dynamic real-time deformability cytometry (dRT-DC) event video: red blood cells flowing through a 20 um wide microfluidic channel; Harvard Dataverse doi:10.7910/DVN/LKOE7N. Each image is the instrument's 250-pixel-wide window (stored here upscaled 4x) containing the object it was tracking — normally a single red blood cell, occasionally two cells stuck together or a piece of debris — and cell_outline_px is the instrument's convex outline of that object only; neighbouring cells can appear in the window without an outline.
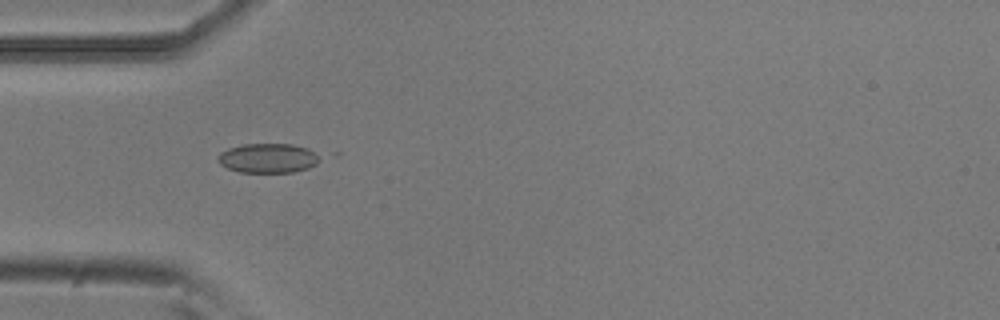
{"species": "common noctule bat (a hibernating species)", "species_latin": "Nyctalus noctula", "temperature_condition": "room temperature", "stored_images_in_passage": 4, "camera_frame_rate_fps": 3000, "um_per_image_px": 0.085, "animal": {"sex": "male", "body_mass_g": 20.5, "forearm_length_mm": 52.5}, "frame": {"image": 1, "passage_image": 3, "time_ms": 0.667, "image_size_px": [1000, 320], "cell_outline_px": [[340, 156], [308, 168], [292, 172], [240, 172], [228, 168], [220, 164], [216, 160], [216, 156], [220, 152], [228, 148], [244, 144], [292, 144], [340, 152]], "centroid_in_image_um": [23.23, 13.4], "position_along_channel_um": 61.8, "area_um2": 19.48}}
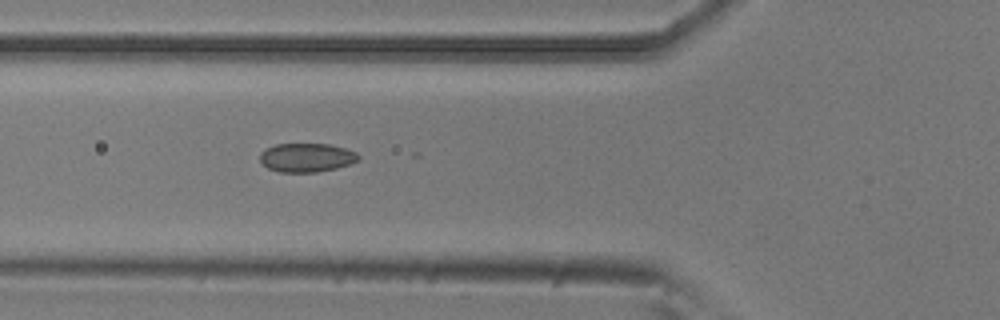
{"frame": {"image": 2, "passage_image": 4, "time_ms": 1.0, "image_size_px": [1000, 320], "cell_outline_px": [[360, 160], [336, 168], [316, 172], [280, 172], [268, 168], [260, 160], [260, 152], [276, 144], [328, 144], [344, 148], [356, 152], [360, 156]], "centroid_in_image_um": [26.07, 13.39], "position_along_channel_um": 99.7, "area_um2": 16.42}}